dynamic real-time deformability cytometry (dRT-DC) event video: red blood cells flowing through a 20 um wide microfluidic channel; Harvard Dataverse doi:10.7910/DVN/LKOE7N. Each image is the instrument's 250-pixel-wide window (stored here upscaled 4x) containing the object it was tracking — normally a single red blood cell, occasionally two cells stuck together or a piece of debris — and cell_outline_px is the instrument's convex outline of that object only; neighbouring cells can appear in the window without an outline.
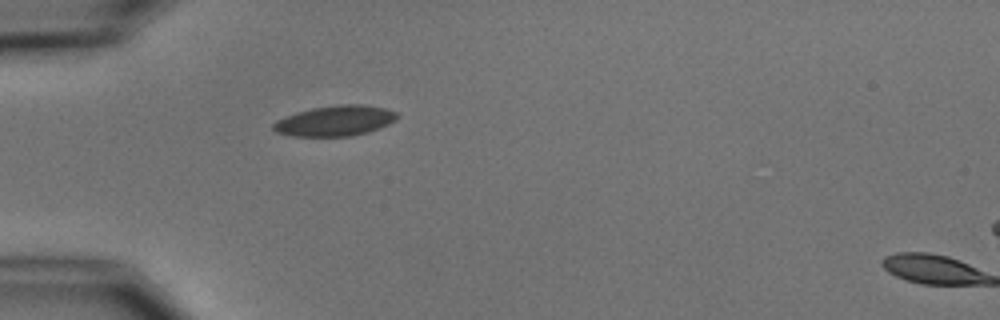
{"species": "common noctule bat (a hibernating species)", "species_latin": "Nyctalus noctula", "temperature_condition": "cold", "stored_images_in_passage": 2, "segment_of_instrument_passage": [1, 2], "camera_frame_rate_fps": 3000, "um_per_image_px": 0.085, "animal": {"sex": "male", "body_mass_g": 15.6}, "frame": {"image": 1, "passage_image": 1, "time_ms": 0.0, "image_size_px": [1000, 320], "cell_outline_px": [[400, 116], [396, 120], [380, 128], [368, 132], [352, 136], [292, 136], [276, 132], [272, 128], [272, 124], [276, 120], [284, 116], [296, 112], [312, 108], [340, 104], [364, 104], [384, 108], [396, 112]], "centroid_in_image_um": [28.48, 10.26], "position_along_channel_um": 56.5, "area_um2": 22.14}}